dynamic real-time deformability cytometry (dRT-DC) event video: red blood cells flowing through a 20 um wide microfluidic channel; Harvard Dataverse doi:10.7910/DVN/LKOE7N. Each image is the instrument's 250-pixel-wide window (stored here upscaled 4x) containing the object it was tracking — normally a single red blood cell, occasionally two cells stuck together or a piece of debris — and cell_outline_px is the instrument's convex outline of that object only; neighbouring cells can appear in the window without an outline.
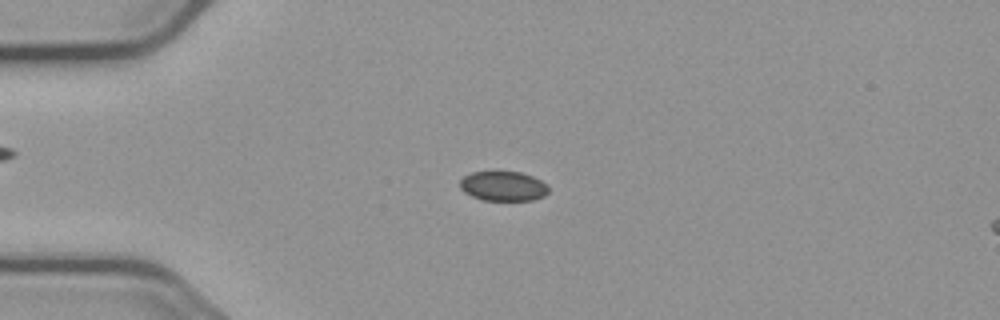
{"species": "common noctule bat (a hibernating species)", "species_latin": "Nyctalus noctula", "temperature_condition": "cold", "stored_images_in_passage": 8, "camera_frame_rate_fps": 3000, "um_per_image_px": 0.085, "animal": {"sex": "male", "body_mass_g": 23.1, "forearm_length_mm": 52.7}, "frame": {"image": 1, "passage_image": 3, "time_ms": 3.333, "image_size_px": [1000, 320], "cell_outline_px": [[548, 192], [544, 196], [532, 200], [480, 200], [464, 192], [460, 188], [460, 180], [464, 176], [472, 172], [496, 168], [520, 172], [532, 176], [548, 184]], "centroid_in_image_um": [42.74, 15.77], "position_along_channel_um": 42.3, "area_um2": 16.01}}
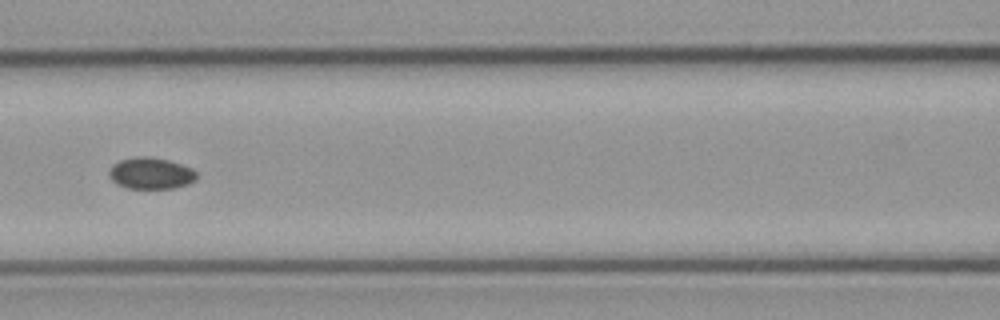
{"frame": {"image": 2, "passage_image": 6, "time_ms": 7.0, "image_size_px": [1000, 320], "cell_outline_px": [[196, 180], [188, 184], [172, 188], [128, 188], [116, 184], [112, 180], [108, 172], [112, 164], [120, 160], [140, 156], [144, 156], [168, 160], [192, 168], [196, 172]], "centroid_in_image_um": [12.81, 14.73], "position_along_channel_um": 153.8, "area_um2": 15.95}}
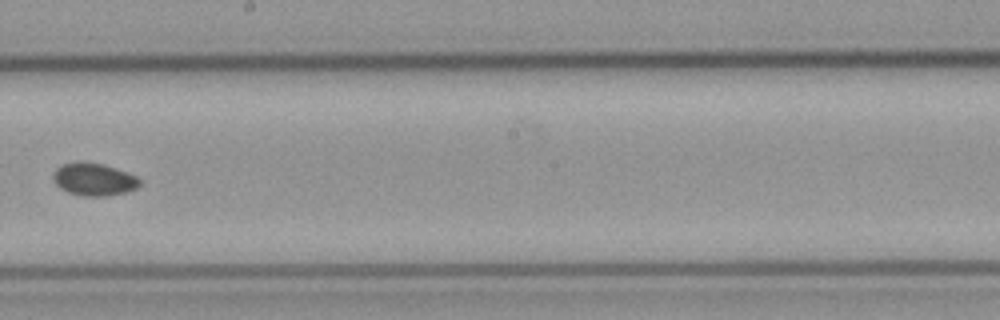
{"frame": {"image": 3, "passage_image": 8, "time_ms": 9.333, "image_size_px": [1000, 320], "cell_outline_px": [[140, 184], [136, 188], [124, 192], [108, 196], [84, 196], [68, 192], [60, 188], [52, 180], [52, 176], [56, 168], [64, 164], [104, 164], [136, 176], [140, 180]], "centroid_in_image_um": [7.98, 15.28], "position_along_channel_um": 240.2, "area_um2": 15.9}}